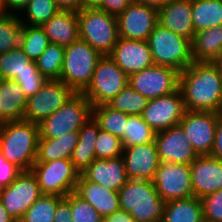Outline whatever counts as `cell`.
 Listing matches in <instances>:
<instances>
[{
	"mask_svg": "<svg viewBox=\"0 0 222 222\" xmlns=\"http://www.w3.org/2000/svg\"><path fill=\"white\" fill-rule=\"evenodd\" d=\"M154 142L160 162L190 164L198 157L180 125L156 132Z\"/></svg>",
	"mask_w": 222,
	"mask_h": 222,
	"instance_id": "obj_17",
	"label": "cell"
},
{
	"mask_svg": "<svg viewBox=\"0 0 222 222\" xmlns=\"http://www.w3.org/2000/svg\"><path fill=\"white\" fill-rule=\"evenodd\" d=\"M120 210L136 222H161L166 201L160 198L153 181L129 179L119 190Z\"/></svg>",
	"mask_w": 222,
	"mask_h": 222,
	"instance_id": "obj_3",
	"label": "cell"
},
{
	"mask_svg": "<svg viewBox=\"0 0 222 222\" xmlns=\"http://www.w3.org/2000/svg\"><path fill=\"white\" fill-rule=\"evenodd\" d=\"M49 44V38L41 26L27 25V36L22 50L30 60L39 58Z\"/></svg>",
	"mask_w": 222,
	"mask_h": 222,
	"instance_id": "obj_40",
	"label": "cell"
},
{
	"mask_svg": "<svg viewBox=\"0 0 222 222\" xmlns=\"http://www.w3.org/2000/svg\"><path fill=\"white\" fill-rule=\"evenodd\" d=\"M202 201L197 197L167 201L161 222H201Z\"/></svg>",
	"mask_w": 222,
	"mask_h": 222,
	"instance_id": "obj_29",
	"label": "cell"
},
{
	"mask_svg": "<svg viewBox=\"0 0 222 222\" xmlns=\"http://www.w3.org/2000/svg\"><path fill=\"white\" fill-rule=\"evenodd\" d=\"M79 39L90 44L102 56L109 55L118 40L117 18L95 6L77 13Z\"/></svg>",
	"mask_w": 222,
	"mask_h": 222,
	"instance_id": "obj_5",
	"label": "cell"
},
{
	"mask_svg": "<svg viewBox=\"0 0 222 222\" xmlns=\"http://www.w3.org/2000/svg\"><path fill=\"white\" fill-rule=\"evenodd\" d=\"M27 99L17 81L0 79V124L24 120Z\"/></svg>",
	"mask_w": 222,
	"mask_h": 222,
	"instance_id": "obj_24",
	"label": "cell"
},
{
	"mask_svg": "<svg viewBox=\"0 0 222 222\" xmlns=\"http://www.w3.org/2000/svg\"><path fill=\"white\" fill-rule=\"evenodd\" d=\"M101 57L90 44L78 39L64 49L60 80L75 93H82L90 84Z\"/></svg>",
	"mask_w": 222,
	"mask_h": 222,
	"instance_id": "obj_4",
	"label": "cell"
},
{
	"mask_svg": "<svg viewBox=\"0 0 222 222\" xmlns=\"http://www.w3.org/2000/svg\"><path fill=\"white\" fill-rule=\"evenodd\" d=\"M59 11L54 0H30L18 16L23 24L42 26Z\"/></svg>",
	"mask_w": 222,
	"mask_h": 222,
	"instance_id": "obj_35",
	"label": "cell"
},
{
	"mask_svg": "<svg viewBox=\"0 0 222 222\" xmlns=\"http://www.w3.org/2000/svg\"><path fill=\"white\" fill-rule=\"evenodd\" d=\"M64 198L70 203L73 222H103L104 218L98 211L75 191Z\"/></svg>",
	"mask_w": 222,
	"mask_h": 222,
	"instance_id": "obj_39",
	"label": "cell"
},
{
	"mask_svg": "<svg viewBox=\"0 0 222 222\" xmlns=\"http://www.w3.org/2000/svg\"><path fill=\"white\" fill-rule=\"evenodd\" d=\"M118 36L128 40L147 41L158 24V11L131 2L117 17Z\"/></svg>",
	"mask_w": 222,
	"mask_h": 222,
	"instance_id": "obj_16",
	"label": "cell"
},
{
	"mask_svg": "<svg viewBox=\"0 0 222 222\" xmlns=\"http://www.w3.org/2000/svg\"><path fill=\"white\" fill-rule=\"evenodd\" d=\"M43 194L65 197L77 187L79 173L71 159L35 162L31 168Z\"/></svg>",
	"mask_w": 222,
	"mask_h": 222,
	"instance_id": "obj_9",
	"label": "cell"
},
{
	"mask_svg": "<svg viewBox=\"0 0 222 222\" xmlns=\"http://www.w3.org/2000/svg\"><path fill=\"white\" fill-rule=\"evenodd\" d=\"M92 117L101 130L109 132L122 139L126 127V121L129 117L128 114L113 110L106 104H103L92 107Z\"/></svg>",
	"mask_w": 222,
	"mask_h": 222,
	"instance_id": "obj_33",
	"label": "cell"
},
{
	"mask_svg": "<svg viewBox=\"0 0 222 222\" xmlns=\"http://www.w3.org/2000/svg\"><path fill=\"white\" fill-rule=\"evenodd\" d=\"M82 175L88 181L113 191H118L129 180L122 156L112 159H95Z\"/></svg>",
	"mask_w": 222,
	"mask_h": 222,
	"instance_id": "obj_22",
	"label": "cell"
},
{
	"mask_svg": "<svg viewBox=\"0 0 222 222\" xmlns=\"http://www.w3.org/2000/svg\"><path fill=\"white\" fill-rule=\"evenodd\" d=\"M41 27L52 44L67 47L79 39V20L75 12L59 11Z\"/></svg>",
	"mask_w": 222,
	"mask_h": 222,
	"instance_id": "obj_25",
	"label": "cell"
},
{
	"mask_svg": "<svg viewBox=\"0 0 222 222\" xmlns=\"http://www.w3.org/2000/svg\"><path fill=\"white\" fill-rule=\"evenodd\" d=\"M210 156L222 161V118L216 127L213 149Z\"/></svg>",
	"mask_w": 222,
	"mask_h": 222,
	"instance_id": "obj_48",
	"label": "cell"
},
{
	"mask_svg": "<svg viewBox=\"0 0 222 222\" xmlns=\"http://www.w3.org/2000/svg\"><path fill=\"white\" fill-rule=\"evenodd\" d=\"M193 195L202 198L222 189V161L210 155L198 156L190 163Z\"/></svg>",
	"mask_w": 222,
	"mask_h": 222,
	"instance_id": "obj_20",
	"label": "cell"
},
{
	"mask_svg": "<svg viewBox=\"0 0 222 222\" xmlns=\"http://www.w3.org/2000/svg\"><path fill=\"white\" fill-rule=\"evenodd\" d=\"M148 99L127 84L116 97L106 105L128 115H141L148 104Z\"/></svg>",
	"mask_w": 222,
	"mask_h": 222,
	"instance_id": "obj_36",
	"label": "cell"
},
{
	"mask_svg": "<svg viewBox=\"0 0 222 222\" xmlns=\"http://www.w3.org/2000/svg\"><path fill=\"white\" fill-rule=\"evenodd\" d=\"M128 84L126 73L111 59L102 56L94 70L92 80L82 94L92 107L108 103Z\"/></svg>",
	"mask_w": 222,
	"mask_h": 222,
	"instance_id": "obj_8",
	"label": "cell"
},
{
	"mask_svg": "<svg viewBox=\"0 0 222 222\" xmlns=\"http://www.w3.org/2000/svg\"><path fill=\"white\" fill-rule=\"evenodd\" d=\"M14 80L19 83L21 89L28 98L32 95H35L48 79L43 76L38 70L36 73L33 74L18 76Z\"/></svg>",
	"mask_w": 222,
	"mask_h": 222,
	"instance_id": "obj_43",
	"label": "cell"
},
{
	"mask_svg": "<svg viewBox=\"0 0 222 222\" xmlns=\"http://www.w3.org/2000/svg\"><path fill=\"white\" fill-rule=\"evenodd\" d=\"M156 131H154L141 115H129L121 139L123 148L134 145H144L155 141Z\"/></svg>",
	"mask_w": 222,
	"mask_h": 222,
	"instance_id": "obj_34",
	"label": "cell"
},
{
	"mask_svg": "<svg viewBox=\"0 0 222 222\" xmlns=\"http://www.w3.org/2000/svg\"><path fill=\"white\" fill-rule=\"evenodd\" d=\"M92 117V105L82 93H75L67 102L39 125V138H57L79 131Z\"/></svg>",
	"mask_w": 222,
	"mask_h": 222,
	"instance_id": "obj_7",
	"label": "cell"
},
{
	"mask_svg": "<svg viewBox=\"0 0 222 222\" xmlns=\"http://www.w3.org/2000/svg\"><path fill=\"white\" fill-rule=\"evenodd\" d=\"M128 179L153 181L160 164L155 142L123 148Z\"/></svg>",
	"mask_w": 222,
	"mask_h": 222,
	"instance_id": "obj_19",
	"label": "cell"
},
{
	"mask_svg": "<svg viewBox=\"0 0 222 222\" xmlns=\"http://www.w3.org/2000/svg\"><path fill=\"white\" fill-rule=\"evenodd\" d=\"M103 222H136L129 212L118 210L110 215H107Z\"/></svg>",
	"mask_w": 222,
	"mask_h": 222,
	"instance_id": "obj_49",
	"label": "cell"
},
{
	"mask_svg": "<svg viewBox=\"0 0 222 222\" xmlns=\"http://www.w3.org/2000/svg\"><path fill=\"white\" fill-rule=\"evenodd\" d=\"M63 198L58 195L43 194L26 210L18 222H53L57 205Z\"/></svg>",
	"mask_w": 222,
	"mask_h": 222,
	"instance_id": "obj_37",
	"label": "cell"
},
{
	"mask_svg": "<svg viewBox=\"0 0 222 222\" xmlns=\"http://www.w3.org/2000/svg\"><path fill=\"white\" fill-rule=\"evenodd\" d=\"M109 56L128 77L154 65L147 41L118 37Z\"/></svg>",
	"mask_w": 222,
	"mask_h": 222,
	"instance_id": "obj_18",
	"label": "cell"
},
{
	"mask_svg": "<svg viewBox=\"0 0 222 222\" xmlns=\"http://www.w3.org/2000/svg\"><path fill=\"white\" fill-rule=\"evenodd\" d=\"M100 128L93 117L89 118L79 129V140L73 151L71 162L81 175L96 159L95 141Z\"/></svg>",
	"mask_w": 222,
	"mask_h": 222,
	"instance_id": "obj_26",
	"label": "cell"
},
{
	"mask_svg": "<svg viewBox=\"0 0 222 222\" xmlns=\"http://www.w3.org/2000/svg\"><path fill=\"white\" fill-rule=\"evenodd\" d=\"M192 20L195 33L222 24L220 0H192Z\"/></svg>",
	"mask_w": 222,
	"mask_h": 222,
	"instance_id": "obj_32",
	"label": "cell"
},
{
	"mask_svg": "<svg viewBox=\"0 0 222 222\" xmlns=\"http://www.w3.org/2000/svg\"><path fill=\"white\" fill-rule=\"evenodd\" d=\"M201 222H211V221H208V220H206V219L203 218V219L201 220Z\"/></svg>",
	"mask_w": 222,
	"mask_h": 222,
	"instance_id": "obj_56",
	"label": "cell"
},
{
	"mask_svg": "<svg viewBox=\"0 0 222 222\" xmlns=\"http://www.w3.org/2000/svg\"><path fill=\"white\" fill-rule=\"evenodd\" d=\"M79 140V131L66 133L57 138H39L36 162L71 159Z\"/></svg>",
	"mask_w": 222,
	"mask_h": 222,
	"instance_id": "obj_27",
	"label": "cell"
},
{
	"mask_svg": "<svg viewBox=\"0 0 222 222\" xmlns=\"http://www.w3.org/2000/svg\"><path fill=\"white\" fill-rule=\"evenodd\" d=\"M222 75V51L211 62Z\"/></svg>",
	"mask_w": 222,
	"mask_h": 222,
	"instance_id": "obj_53",
	"label": "cell"
},
{
	"mask_svg": "<svg viewBox=\"0 0 222 222\" xmlns=\"http://www.w3.org/2000/svg\"><path fill=\"white\" fill-rule=\"evenodd\" d=\"M203 218L211 222H222V189L201 198Z\"/></svg>",
	"mask_w": 222,
	"mask_h": 222,
	"instance_id": "obj_42",
	"label": "cell"
},
{
	"mask_svg": "<svg viewBox=\"0 0 222 222\" xmlns=\"http://www.w3.org/2000/svg\"><path fill=\"white\" fill-rule=\"evenodd\" d=\"M65 47L50 43L39 58L35 60L40 73L47 79H59L64 60Z\"/></svg>",
	"mask_w": 222,
	"mask_h": 222,
	"instance_id": "obj_38",
	"label": "cell"
},
{
	"mask_svg": "<svg viewBox=\"0 0 222 222\" xmlns=\"http://www.w3.org/2000/svg\"><path fill=\"white\" fill-rule=\"evenodd\" d=\"M170 1L172 0H131V2L148 6L157 11L163 8Z\"/></svg>",
	"mask_w": 222,
	"mask_h": 222,
	"instance_id": "obj_51",
	"label": "cell"
},
{
	"mask_svg": "<svg viewBox=\"0 0 222 222\" xmlns=\"http://www.w3.org/2000/svg\"><path fill=\"white\" fill-rule=\"evenodd\" d=\"M96 159H112L123 155L121 139L100 129L95 141Z\"/></svg>",
	"mask_w": 222,
	"mask_h": 222,
	"instance_id": "obj_41",
	"label": "cell"
},
{
	"mask_svg": "<svg viewBox=\"0 0 222 222\" xmlns=\"http://www.w3.org/2000/svg\"><path fill=\"white\" fill-rule=\"evenodd\" d=\"M153 184L160 198L166 202L194 196L190 164L160 162Z\"/></svg>",
	"mask_w": 222,
	"mask_h": 222,
	"instance_id": "obj_14",
	"label": "cell"
},
{
	"mask_svg": "<svg viewBox=\"0 0 222 222\" xmlns=\"http://www.w3.org/2000/svg\"><path fill=\"white\" fill-rule=\"evenodd\" d=\"M38 71L35 61L30 60L22 49L0 54V79H12Z\"/></svg>",
	"mask_w": 222,
	"mask_h": 222,
	"instance_id": "obj_31",
	"label": "cell"
},
{
	"mask_svg": "<svg viewBox=\"0 0 222 222\" xmlns=\"http://www.w3.org/2000/svg\"><path fill=\"white\" fill-rule=\"evenodd\" d=\"M158 24L193 40L195 31L192 20V0H172L158 11Z\"/></svg>",
	"mask_w": 222,
	"mask_h": 222,
	"instance_id": "obj_21",
	"label": "cell"
},
{
	"mask_svg": "<svg viewBox=\"0 0 222 222\" xmlns=\"http://www.w3.org/2000/svg\"><path fill=\"white\" fill-rule=\"evenodd\" d=\"M39 125L30 121L0 124V153L21 171H30L37 157Z\"/></svg>",
	"mask_w": 222,
	"mask_h": 222,
	"instance_id": "obj_2",
	"label": "cell"
},
{
	"mask_svg": "<svg viewBox=\"0 0 222 222\" xmlns=\"http://www.w3.org/2000/svg\"><path fill=\"white\" fill-rule=\"evenodd\" d=\"M21 172L14 164L6 161L0 153V189L10 185Z\"/></svg>",
	"mask_w": 222,
	"mask_h": 222,
	"instance_id": "obj_44",
	"label": "cell"
},
{
	"mask_svg": "<svg viewBox=\"0 0 222 222\" xmlns=\"http://www.w3.org/2000/svg\"><path fill=\"white\" fill-rule=\"evenodd\" d=\"M53 222H73L70 203L63 198L57 205Z\"/></svg>",
	"mask_w": 222,
	"mask_h": 222,
	"instance_id": "obj_46",
	"label": "cell"
},
{
	"mask_svg": "<svg viewBox=\"0 0 222 222\" xmlns=\"http://www.w3.org/2000/svg\"><path fill=\"white\" fill-rule=\"evenodd\" d=\"M0 222H17L11 215H9L4 208L0 199Z\"/></svg>",
	"mask_w": 222,
	"mask_h": 222,
	"instance_id": "obj_52",
	"label": "cell"
},
{
	"mask_svg": "<svg viewBox=\"0 0 222 222\" xmlns=\"http://www.w3.org/2000/svg\"><path fill=\"white\" fill-rule=\"evenodd\" d=\"M130 3L131 0H99L95 7L117 17Z\"/></svg>",
	"mask_w": 222,
	"mask_h": 222,
	"instance_id": "obj_45",
	"label": "cell"
},
{
	"mask_svg": "<svg viewBox=\"0 0 222 222\" xmlns=\"http://www.w3.org/2000/svg\"><path fill=\"white\" fill-rule=\"evenodd\" d=\"M75 92L59 79H48L42 88L27 99L24 120L39 124L61 108Z\"/></svg>",
	"mask_w": 222,
	"mask_h": 222,
	"instance_id": "obj_11",
	"label": "cell"
},
{
	"mask_svg": "<svg viewBox=\"0 0 222 222\" xmlns=\"http://www.w3.org/2000/svg\"><path fill=\"white\" fill-rule=\"evenodd\" d=\"M75 192L90 203L103 218L120 210L118 191L88 181L82 174L79 175Z\"/></svg>",
	"mask_w": 222,
	"mask_h": 222,
	"instance_id": "obj_23",
	"label": "cell"
},
{
	"mask_svg": "<svg viewBox=\"0 0 222 222\" xmlns=\"http://www.w3.org/2000/svg\"><path fill=\"white\" fill-rule=\"evenodd\" d=\"M8 13L4 0H0V18L6 16Z\"/></svg>",
	"mask_w": 222,
	"mask_h": 222,
	"instance_id": "obj_54",
	"label": "cell"
},
{
	"mask_svg": "<svg viewBox=\"0 0 222 222\" xmlns=\"http://www.w3.org/2000/svg\"><path fill=\"white\" fill-rule=\"evenodd\" d=\"M180 72L174 68L152 65L128 77V84L148 100L166 96L179 89Z\"/></svg>",
	"mask_w": 222,
	"mask_h": 222,
	"instance_id": "obj_10",
	"label": "cell"
},
{
	"mask_svg": "<svg viewBox=\"0 0 222 222\" xmlns=\"http://www.w3.org/2000/svg\"><path fill=\"white\" fill-rule=\"evenodd\" d=\"M186 111L222 113V75L211 62H193L179 74Z\"/></svg>",
	"mask_w": 222,
	"mask_h": 222,
	"instance_id": "obj_1",
	"label": "cell"
},
{
	"mask_svg": "<svg viewBox=\"0 0 222 222\" xmlns=\"http://www.w3.org/2000/svg\"><path fill=\"white\" fill-rule=\"evenodd\" d=\"M86 6H95L99 0H82Z\"/></svg>",
	"mask_w": 222,
	"mask_h": 222,
	"instance_id": "obj_55",
	"label": "cell"
},
{
	"mask_svg": "<svg viewBox=\"0 0 222 222\" xmlns=\"http://www.w3.org/2000/svg\"><path fill=\"white\" fill-rule=\"evenodd\" d=\"M43 193L32 171H22L8 186L0 189V199L7 213L17 222Z\"/></svg>",
	"mask_w": 222,
	"mask_h": 222,
	"instance_id": "obj_12",
	"label": "cell"
},
{
	"mask_svg": "<svg viewBox=\"0 0 222 222\" xmlns=\"http://www.w3.org/2000/svg\"><path fill=\"white\" fill-rule=\"evenodd\" d=\"M191 46L193 62H212L222 51V24L195 33Z\"/></svg>",
	"mask_w": 222,
	"mask_h": 222,
	"instance_id": "obj_28",
	"label": "cell"
},
{
	"mask_svg": "<svg viewBox=\"0 0 222 222\" xmlns=\"http://www.w3.org/2000/svg\"><path fill=\"white\" fill-rule=\"evenodd\" d=\"M29 1L30 0H4L8 13L17 15L28 5Z\"/></svg>",
	"mask_w": 222,
	"mask_h": 222,
	"instance_id": "obj_50",
	"label": "cell"
},
{
	"mask_svg": "<svg viewBox=\"0 0 222 222\" xmlns=\"http://www.w3.org/2000/svg\"><path fill=\"white\" fill-rule=\"evenodd\" d=\"M154 65L182 72L193 63L191 41L157 24L147 40Z\"/></svg>",
	"mask_w": 222,
	"mask_h": 222,
	"instance_id": "obj_6",
	"label": "cell"
},
{
	"mask_svg": "<svg viewBox=\"0 0 222 222\" xmlns=\"http://www.w3.org/2000/svg\"><path fill=\"white\" fill-rule=\"evenodd\" d=\"M183 96L176 92L148 101L141 114L144 121L156 132L179 125L185 113Z\"/></svg>",
	"mask_w": 222,
	"mask_h": 222,
	"instance_id": "obj_15",
	"label": "cell"
},
{
	"mask_svg": "<svg viewBox=\"0 0 222 222\" xmlns=\"http://www.w3.org/2000/svg\"><path fill=\"white\" fill-rule=\"evenodd\" d=\"M222 113L185 111L179 125L198 156L211 155L216 127Z\"/></svg>",
	"mask_w": 222,
	"mask_h": 222,
	"instance_id": "obj_13",
	"label": "cell"
},
{
	"mask_svg": "<svg viewBox=\"0 0 222 222\" xmlns=\"http://www.w3.org/2000/svg\"><path fill=\"white\" fill-rule=\"evenodd\" d=\"M27 36V25L17 14L0 18V54L13 49H22Z\"/></svg>",
	"mask_w": 222,
	"mask_h": 222,
	"instance_id": "obj_30",
	"label": "cell"
},
{
	"mask_svg": "<svg viewBox=\"0 0 222 222\" xmlns=\"http://www.w3.org/2000/svg\"><path fill=\"white\" fill-rule=\"evenodd\" d=\"M60 11H71L78 13L87 7L82 0H54Z\"/></svg>",
	"mask_w": 222,
	"mask_h": 222,
	"instance_id": "obj_47",
	"label": "cell"
}]
</instances>
